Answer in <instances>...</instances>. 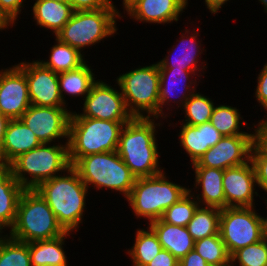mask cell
Here are the masks:
<instances>
[{
  "instance_id": "obj_16",
  "label": "cell",
  "mask_w": 267,
  "mask_h": 266,
  "mask_svg": "<svg viewBox=\"0 0 267 266\" xmlns=\"http://www.w3.org/2000/svg\"><path fill=\"white\" fill-rule=\"evenodd\" d=\"M256 174L254 166L247 163L224 170L222 185L227 207H253Z\"/></svg>"
},
{
  "instance_id": "obj_15",
  "label": "cell",
  "mask_w": 267,
  "mask_h": 266,
  "mask_svg": "<svg viewBox=\"0 0 267 266\" xmlns=\"http://www.w3.org/2000/svg\"><path fill=\"white\" fill-rule=\"evenodd\" d=\"M31 105L25 72L16 64L0 71V112L20 119Z\"/></svg>"
},
{
  "instance_id": "obj_1",
  "label": "cell",
  "mask_w": 267,
  "mask_h": 266,
  "mask_svg": "<svg viewBox=\"0 0 267 266\" xmlns=\"http://www.w3.org/2000/svg\"><path fill=\"white\" fill-rule=\"evenodd\" d=\"M155 118L133 117L121 130L117 152L132 174L145 178L163 172L159 167ZM159 167V168H158Z\"/></svg>"
},
{
  "instance_id": "obj_17",
  "label": "cell",
  "mask_w": 267,
  "mask_h": 266,
  "mask_svg": "<svg viewBox=\"0 0 267 266\" xmlns=\"http://www.w3.org/2000/svg\"><path fill=\"white\" fill-rule=\"evenodd\" d=\"M188 0H136L126 12L136 21L165 24L178 21Z\"/></svg>"
},
{
  "instance_id": "obj_8",
  "label": "cell",
  "mask_w": 267,
  "mask_h": 266,
  "mask_svg": "<svg viewBox=\"0 0 267 266\" xmlns=\"http://www.w3.org/2000/svg\"><path fill=\"white\" fill-rule=\"evenodd\" d=\"M116 81L127 110L133 117L152 118L153 116L158 119L160 88L158 63L123 73Z\"/></svg>"
},
{
  "instance_id": "obj_38",
  "label": "cell",
  "mask_w": 267,
  "mask_h": 266,
  "mask_svg": "<svg viewBox=\"0 0 267 266\" xmlns=\"http://www.w3.org/2000/svg\"><path fill=\"white\" fill-rule=\"evenodd\" d=\"M25 0H0V16L10 26L15 24Z\"/></svg>"
},
{
  "instance_id": "obj_2",
  "label": "cell",
  "mask_w": 267,
  "mask_h": 266,
  "mask_svg": "<svg viewBox=\"0 0 267 266\" xmlns=\"http://www.w3.org/2000/svg\"><path fill=\"white\" fill-rule=\"evenodd\" d=\"M64 176L57 175L40 183L35 190L47 202L59 224L66 232H73L82 223L88 188L71 166Z\"/></svg>"
},
{
  "instance_id": "obj_29",
  "label": "cell",
  "mask_w": 267,
  "mask_h": 266,
  "mask_svg": "<svg viewBox=\"0 0 267 266\" xmlns=\"http://www.w3.org/2000/svg\"><path fill=\"white\" fill-rule=\"evenodd\" d=\"M221 209L217 207L199 206L187 224V229L194 241L219 234V218Z\"/></svg>"
},
{
  "instance_id": "obj_27",
  "label": "cell",
  "mask_w": 267,
  "mask_h": 266,
  "mask_svg": "<svg viewBox=\"0 0 267 266\" xmlns=\"http://www.w3.org/2000/svg\"><path fill=\"white\" fill-rule=\"evenodd\" d=\"M91 70L85 62L76 69L58 73L59 91L64 104H66L65 93L72 97L83 95L84 98L90 93L92 85L97 81L94 80V73Z\"/></svg>"
},
{
  "instance_id": "obj_14",
  "label": "cell",
  "mask_w": 267,
  "mask_h": 266,
  "mask_svg": "<svg viewBox=\"0 0 267 266\" xmlns=\"http://www.w3.org/2000/svg\"><path fill=\"white\" fill-rule=\"evenodd\" d=\"M255 135L223 136L220 141L209 148L198 160L202 167L225 170L247 163Z\"/></svg>"
},
{
  "instance_id": "obj_21",
  "label": "cell",
  "mask_w": 267,
  "mask_h": 266,
  "mask_svg": "<svg viewBox=\"0 0 267 266\" xmlns=\"http://www.w3.org/2000/svg\"><path fill=\"white\" fill-rule=\"evenodd\" d=\"M195 170V188L200 186L201 194L197 198L198 203L208 207L226 208V200L223 191L224 170L210 167H202L197 162L192 164Z\"/></svg>"
},
{
  "instance_id": "obj_18",
  "label": "cell",
  "mask_w": 267,
  "mask_h": 266,
  "mask_svg": "<svg viewBox=\"0 0 267 266\" xmlns=\"http://www.w3.org/2000/svg\"><path fill=\"white\" fill-rule=\"evenodd\" d=\"M159 73H160V88H159L158 117L165 118L167 116H164L163 106L166 104L168 106L170 105L168 103L172 101L171 97L174 96L175 94L174 92L175 91L176 93L177 92L179 93L180 91L182 92L180 93L181 97L175 94L176 97L178 98L180 97L179 98L180 100L175 101L174 99V103L176 102V104L177 103L180 104L178 105V108L179 106L181 108L183 107L187 99L192 95V93L196 92L195 84H197V81L190 80L191 75H196V74L188 70H178L175 68H159ZM187 80L189 81L188 83H186ZM193 84L194 87H192Z\"/></svg>"
},
{
  "instance_id": "obj_28",
  "label": "cell",
  "mask_w": 267,
  "mask_h": 266,
  "mask_svg": "<svg viewBox=\"0 0 267 266\" xmlns=\"http://www.w3.org/2000/svg\"><path fill=\"white\" fill-rule=\"evenodd\" d=\"M55 40L56 45L51 47L49 60L38 61L44 67L51 69L53 72L60 73L76 69L86 62L84 55L79 50L61 42L57 37Z\"/></svg>"
},
{
  "instance_id": "obj_25",
  "label": "cell",
  "mask_w": 267,
  "mask_h": 266,
  "mask_svg": "<svg viewBox=\"0 0 267 266\" xmlns=\"http://www.w3.org/2000/svg\"><path fill=\"white\" fill-rule=\"evenodd\" d=\"M71 232L49 240L29 242V253L32 266H68L63 250L65 237Z\"/></svg>"
},
{
  "instance_id": "obj_13",
  "label": "cell",
  "mask_w": 267,
  "mask_h": 266,
  "mask_svg": "<svg viewBox=\"0 0 267 266\" xmlns=\"http://www.w3.org/2000/svg\"><path fill=\"white\" fill-rule=\"evenodd\" d=\"M17 65L25 72L31 105L65 107L59 91L58 73L44 67L38 60Z\"/></svg>"
},
{
  "instance_id": "obj_52",
  "label": "cell",
  "mask_w": 267,
  "mask_h": 266,
  "mask_svg": "<svg viewBox=\"0 0 267 266\" xmlns=\"http://www.w3.org/2000/svg\"><path fill=\"white\" fill-rule=\"evenodd\" d=\"M1 231H2V228L0 227V238L3 237L2 235L3 231L2 232Z\"/></svg>"
},
{
  "instance_id": "obj_10",
  "label": "cell",
  "mask_w": 267,
  "mask_h": 266,
  "mask_svg": "<svg viewBox=\"0 0 267 266\" xmlns=\"http://www.w3.org/2000/svg\"><path fill=\"white\" fill-rule=\"evenodd\" d=\"M254 207H227L221 209L219 234L229 255L262 240V216Z\"/></svg>"
},
{
  "instance_id": "obj_3",
  "label": "cell",
  "mask_w": 267,
  "mask_h": 266,
  "mask_svg": "<svg viewBox=\"0 0 267 266\" xmlns=\"http://www.w3.org/2000/svg\"><path fill=\"white\" fill-rule=\"evenodd\" d=\"M65 233L43 197L35 189H25L20 196L16 221L9 236L29 243L54 239Z\"/></svg>"
},
{
  "instance_id": "obj_9",
  "label": "cell",
  "mask_w": 267,
  "mask_h": 266,
  "mask_svg": "<svg viewBox=\"0 0 267 266\" xmlns=\"http://www.w3.org/2000/svg\"><path fill=\"white\" fill-rule=\"evenodd\" d=\"M116 8L74 11L56 37L63 43L79 50L99 43L118 30L116 19L122 17Z\"/></svg>"
},
{
  "instance_id": "obj_43",
  "label": "cell",
  "mask_w": 267,
  "mask_h": 266,
  "mask_svg": "<svg viewBox=\"0 0 267 266\" xmlns=\"http://www.w3.org/2000/svg\"><path fill=\"white\" fill-rule=\"evenodd\" d=\"M256 126L255 142L267 153V124Z\"/></svg>"
},
{
  "instance_id": "obj_36",
  "label": "cell",
  "mask_w": 267,
  "mask_h": 266,
  "mask_svg": "<svg viewBox=\"0 0 267 266\" xmlns=\"http://www.w3.org/2000/svg\"><path fill=\"white\" fill-rule=\"evenodd\" d=\"M267 266V243L262 240L235 251L230 256V266Z\"/></svg>"
},
{
  "instance_id": "obj_11",
  "label": "cell",
  "mask_w": 267,
  "mask_h": 266,
  "mask_svg": "<svg viewBox=\"0 0 267 266\" xmlns=\"http://www.w3.org/2000/svg\"><path fill=\"white\" fill-rule=\"evenodd\" d=\"M71 117L108 121H130L133 118L127 110L122 92L100 80L92 85L90 93L85 97L82 114L72 112Z\"/></svg>"
},
{
  "instance_id": "obj_44",
  "label": "cell",
  "mask_w": 267,
  "mask_h": 266,
  "mask_svg": "<svg viewBox=\"0 0 267 266\" xmlns=\"http://www.w3.org/2000/svg\"><path fill=\"white\" fill-rule=\"evenodd\" d=\"M9 121L10 119L0 112V166H2V146L4 143V136Z\"/></svg>"
},
{
  "instance_id": "obj_45",
  "label": "cell",
  "mask_w": 267,
  "mask_h": 266,
  "mask_svg": "<svg viewBox=\"0 0 267 266\" xmlns=\"http://www.w3.org/2000/svg\"><path fill=\"white\" fill-rule=\"evenodd\" d=\"M229 0H205V4L207 8L210 10L212 14L218 13L221 10L223 4H225Z\"/></svg>"
},
{
  "instance_id": "obj_23",
  "label": "cell",
  "mask_w": 267,
  "mask_h": 266,
  "mask_svg": "<svg viewBox=\"0 0 267 266\" xmlns=\"http://www.w3.org/2000/svg\"><path fill=\"white\" fill-rule=\"evenodd\" d=\"M25 189L17 182L8 166H0V227L11 229L17 216V206Z\"/></svg>"
},
{
  "instance_id": "obj_50",
  "label": "cell",
  "mask_w": 267,
  "mask_h": 266,
  "mask_svg": "<svg viewBox=\"0 0 267 266\" xmlns=\"http://www.w3.org/2000/svg\"><path fill=\"white\" fill-rule=\"evenodd\" d=\"M262 5H264V11L267 13V0H259Z\"/></svg>"
},
{
  "instance_id": "obj_6",
  "label": "cell",
  "mask_w": 267,
  "mask_h": 266,
  "mask_svg": "<svg viewBox=\"0 0 267 266\" xmlns=\"http://www.w3.org/2000/svg\"><path fill=\"white\" fill-rule=\"evenodd\" d=\"M72 167L89 188L113 189L127 198L135 184L136 177L119 156L117 150L95 153L80 157Z\"/></svg>"
},
{
  "instance_id": "obj_46",
  "label": "cell",
  "mask_w": 267,
  "mask_h": 266,
  "mask_svg": "<svg viewBox=\"0 0 267 266\" xmlns=\"http://www.w3.org/2000/svg\"><path fill=\"white\" fill-rule=\"evenodd\" d=\"M267 204V202H266ZM262 228H263V236L262 239L265 243H267V217H262Z\"/></svg>"
},
{
  "instance_id": "obj_7",
  "label": "cell",
  "mask_w": 267,
  "mask_h": 266,
  "mask_svg": "<svg viewBox=\"0 0 267 266\" xmlns=\"http://www.w3.org/2000/svg\"><path fill=\"white\" fill-rule=\"evenodd\" d=\"M164 173L136 179L127 200L137 218L144 217L149 223L156 221L189 192L186 187L170 182Z\"/></svg>"
},
{
  "instance_id": "obj_24",
  "label": "cell",
  "mask_w": 267,
  "mask_h": 266,
  "mask_svg": "<svg viewBox=\"0 0 267 266\" xmlns=\"http://www.w3.org/2000/svg\"><path fill=\"white\" fill-rule=\"evenodd\" d=\"M32 10L36 24L52 30L55 37L74 13L70 3L54 0H36Z\"/></svg>"
},
{
  "instance_id": "obj_41",
  "label": "cell",
  "mask_w": 267,
  "mask_h": 266,
  "mask_svg": "<svg viewBox=\"0 0 267 266\" xmlns=\"http://www.w3.org/2000/svg\"><path fill=\"white\" fill-rule=\"evenodd\" d=\"M257 79L255 97L257 98L259 105H262L267 100V63L262 68Z\"/></svg>"
},
{
  "instance_id": "obj_51",
  "label": "cell",
  "mask_w": 267,
  "mask_h": 266,
  "mask_svg": "<svg viewBox=\"0 0 267 266\" xmlns=\"http://www.w3.org/2000/svg\"><path fill=\"white\" fill-rule=\"evenodd\" d=\"M54 1L63 2V3H69V0H54Z\"/></svg>"
},
{
  "instance_id": "obj_5",
  "label": "cell",
  "mask_w": 267,
  "mask_h": 266,
  "mask_svg": "<svg viewBox=\"0 0 267 266\" xmlns=\"http://www.w3.org/2000/svg\"><path fill=\"white\" fill-rule=\"evenodd\" d=\"M8 167L24 189H35L40 183L52 179L71 167L68 141L64 145L58 143L53 146L49 143H41L36 148L18 156ZM25 174L30 176V180Z\"/></svg>"
},
{
  "instance_id": "obj_30",
  "label": "cell",
  "mask_w": 267,
  "mask_h": 266,
  "mask_svg": "<svg viewBox=\"0 0 267 266\" xmlns=\"http://www.w3.org/2000/svg\"><path fill=\"white\" fill-rule=\"evenodd\" d=\"M133 247L127 251L133 266H146L163 249L154 231L138 229Z\"/></svg>"
},
{
  "instance_id": "obj_35",
  "label": "cell",
  "mask_w": 267,
  "mask_h": 266,
  "mask_svg": "<svg viewBox=\"0 0 267 266\" xmlns=\"http://www.w3.org/2000/svg\"><path fill=\"white\" fill-rule=\"evenodd\" d=\"M191 193L192 191L189 189V192L177 203H174L164 211L160 219L171 225L186 227L200 206V203L194 198V193Z\"/></svg>"
},
{
  "instance_id": "obj_31",
  "label": "cell",
  "mask_w": 267,
  "mask_h": 266,
  "mask_svg": "<svg viewBox=\"0 0 267 266\" xmlns=\"http://www.w3.org/2000/svg\"><path fill=\"white\" fill-rule=\"evenodd\" d=\"M235 107L228 105L215 106L210 118V123L223 135H255V133H247L239 131L241 124L247 125L248 123L242 122L240 112Z\"/></svg>"
},
{
  "instance_id": "obj_33",
  "label": "cell",
  "mask_w": 267,
  "mask_h": 266,
  "mask_svg": "<svg viewBox=\"0 0 267 266\" xmlns=\"http://www.w3.org/2000/svg\"><path fill=\"white\" fill-rule=\"evenodd\" d=\"M0 266H32L27 242L8 235L0 238Z\"/></svg>"
},
{
  "instance_id": "obj_37",
  "label": "cell",
  "mask_w": 267,
  "mask_h": 266,
  "mask_svg": "<svg viewBox=\"0 0 267 266\" xmlns=\"http://www.w3.org/2000/svg\"><path fill=\"white\" fill-rule=\"evenodd\" d=\"M250 160L255 169L257 186L267 192V153L256 142L252 145Z\"/></svg>"
},
{
  "instance_id": "obj_34",
  "label": "cell",
  "mask_w": 267,
  "mask_h": 266,
  "mask_svg": "<svg viewBox=\"0 0 267 266\" xmlns=\"http://www.w3.org/2000/svg\"><path fill=\"white\" fill-rule=\"evenodd\" d=\"M214 107L210 98L200 93H192L182 107L186 116L183 124L197 126L210 122Z\"/></svg>"
},
{
  "instance_id": "obj_20",
  "label": "cell",
  "mask_w": 267,
  "mask_h": 266,
  "mask_svg": "<svg viewBox=\"0 0 267 266\" xmlns=\"http://www.w3.org/2000/svg\"><path fill=\"white\" fill-rule=\"evenodd\" d=\"M40 144L35 133L21 119H10L2 146V166H8L18 156Z\"/></svg>"
},
{
  "instance_id": "obj_47",
  "label": "cell",
  "mask_w": 267,
  "mask_h": 266,
  "mask_svg": "<svg viewBox=\"0 0 267 266\" xmlns=\"http://www.w3.org/2000/svg\"><path fill=\"white\" fill-rule=\"evenodd\" d=\"M136 0H123V9H127L131 4H133Z\"/></svg>"
},
{
  "instance_id": "obj_42",
  "label": "cell",
  "mask_w": 267,
  "mask_h": 266,
  "mask_svg": "<svg viewBox=\"0 0 267 266\" xmlns=\"http://www.w3.org/2000/svg\"><path fill=\"white\" fill-rule=\"evenodd\" d=\"M179 266H210L195 249L191 250L179 261Z\"/></svg>"
},
{
  "instance_id": "obj_32",
  "label": "cell",
  "mask_w": 267,
  "mask_h": 266,
  "mask_svg": "<svg viewBox=\"0 0 267 266\" xmlns=\"http://www.w3.org/2000/svg\"><path fill=\"white\" fill-rule=\"evenodd\" d=\"M194 249L210 266L231 265L230 255L220 234L195 241Z\"/></svg>"
},
{
  "instance_id": "obj_49",
  "label": "cell",
  "mask_w": 267,
  "mask_h": 266,
  "mask_svg": "<svg viewBox=\"0 0 267 266\" xmlns=\"http://www.w3.org/2000/svg\"><path fill=\"white\" fill-rule=\"evenodd\" d=\"M261 106H263L264 107V110L266 111L267 110V100ZM265 124H267V120H264L263 119L257 125H265Z\"/></svg>"
},
{
  "instance_id": "obj_19",
  "label": "cell",
  "mask_w": 267,
  "mask_h": 266,
  "mask_svg": "<svg viewBox=\"0 0 267 266\" xmlns=\"http://www.w3.org/2000/svg\"><path fill=\"white\" fill-rule=\"evenodd\" d=\"M178 137L180 146L190 156L191 164H194L209 148L216 145L223 135L210 122L197 126L182 123Z\"/></svg>"
},
{
  "instance_id": "obj_48",
  "label": "cell",
  "mask_w": 267,
  "mask_h": 266,
  "mask_svg": "<svg viewBox=\"0 0 267 266\" xmlns=\"http://www.w3.org/2000/svg\"><path fill=\"white\" fill-rule=\"evenodd\" d=\"M9 25L5 22V20L0 16V30H4L5 28H8Z\"/></svg>"
},
{
  "instance_id": "obj_22",
  "label": "cell",
  "mask_w": 267,
  "mask_h": 266,
  "mask_svg": "<svg viewBox=\"0 0 267 266\" xmlns=\"http://www.w3.org/2000/svg\"><path fill=\"white\" fill-rule=\"evenodd\" d=\"M156 234L162 248L168 250L179 261L194 249V240L187 227L171 225L161 219L148 223Z\"/></svg>"
},
{
  "instance_id": "obj_4",
  "label": "cell",
  "mask_w": 267,
  "mask_h": 266,
  "mask_svg": "<svg viewBox=\"0 0 267 266\" xmlns=\"http://www.w3.org/2000/svg\"><path fill=\"white\" fill-rule=\"evenodd\" d=\"M129 121H108L90 117H71L68 151L71 166L80 158L95 153L116 151L120 133Z\"/></svg>"
},
{
  "instance_id": "obj_40",
  "label": "cell",
  "mask_w": 267,
  "mask_h": 266,
  "mask_svg": "<svg viewBox=\"0 0 267 266\" xmlns=\"http://www.w3.org/2000/svg\"><path fill=\"white\" fill-rule=\"evenodd\" d=\"M146 266H179V260L168 250L162 249Z\"/></svg>"
},
{
  "instance_id": "obj_26",
  "label": "cell",
  "mask_w": 267,
  "mask_h": 266,
  "mask_svg": "<svg viewBox=\"0 0 267 266\" xmlns=\"http://www.w3.org/2000/svg\"><path fill=\"white\" fill-rule=\"evenodd\" d=\"M192 32L193 34L189 36L188 35L184 36L185 35L184 33L181 34L182 36L179 41L181 45H179L178 47L179 49L177 50L181 52H178V55H176L177 54L176 53L173 56L174 58L171 59V61L169 59L170 56L168 55V57L166 56L161 61L157 62L159 68H175L178 70H188L195 74H197V71L200 72L201 70L203 71L205 69L204 68L205 66H201L203 67L202 69L200 67L198 68L199 65H197L199 60L197 59L198 58L197 56L202 54L203 51L201 50L200 52L199 49H202L199 47L201 43H198L196 39L198 36L197 35L198 30L196 32L193 30Z\"/></svg>"
},
{
  "instance_id": "obj_12",
  "label": "cell",
  "mask_w": 267,
  "mask_h": 266,
  "mask_svg": "<svg viewBox=\"0 0 267 266\" xmlns=\"http://www.w3.org/2000/svg\"><path fill=\"white\" fill-rule=\"evenodd\" d=\"M71 112L66 107L30 105L21 120L36 135L40 143L51 144L54 140L69 137Z\"/></svg>"
},
{
  "instance_id": "obj_39",
  "label": "cell",
  "mask_w": 267,
  "mask_h": 266,
  "mask_svg": "<svg viewBox=\"0 0 267 266\" xmlns=\"http://www.w3.org/2000/svg\"><path fill=\"white\" fill-rule=\"evenodd\" d=\"M74 11L99 10L115 8L111 0H69Z\"/></svg>"
}]
</instances>
